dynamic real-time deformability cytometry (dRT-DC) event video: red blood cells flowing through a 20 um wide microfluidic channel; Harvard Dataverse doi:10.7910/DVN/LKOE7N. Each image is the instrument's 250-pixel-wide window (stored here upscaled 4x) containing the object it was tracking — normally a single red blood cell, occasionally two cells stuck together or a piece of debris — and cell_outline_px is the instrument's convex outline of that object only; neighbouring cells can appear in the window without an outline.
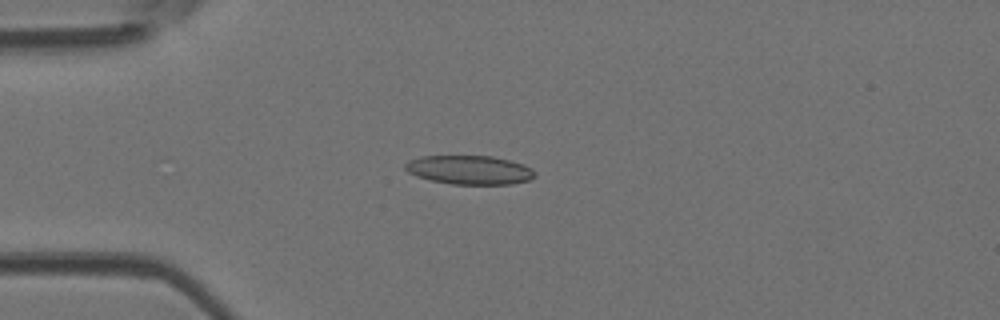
{"species": "Egyptian fruit bat (a non-hibernating species)", "species_latin": "Rousettus aegyptiacus", "temperature_condition": "room temperature", "stored_images_in_passage": 47, "camera_frame_rate_fps": 3000, "um_per_image_px": 0.085, "animal": {"sex": "female"}, "frame": {"image": 1, "passage_image": 10, "time_ms": 3.0, "image_size_px": [1000, 320], "cell_outline_px": [[536, 176], [528, 180], [512, 184], [452, 184], [432, 180], [416, 176], [408, 172], [404, 168], [404, 164], [408, 160], [420, 156], [492, 156], [524, 164], [532, 168], [536, 172]], "centroid_in_image_um": [39.91, 14.44], "position_along_channel_um": 45.1, "area_um2": 21.91}}
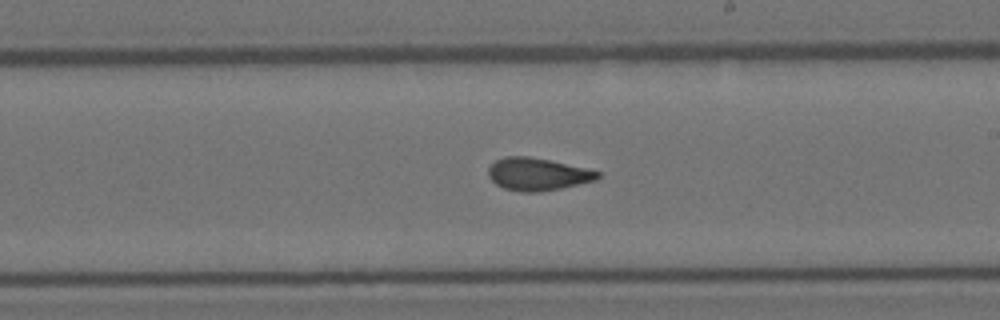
{"frame": {"image": 2, "passage_image": 26, "time_ms": 8.333, "image_size_px": [1000, 320], "cell_outline_px": [[600, 176], [596, 180], [560, 188], [540, 192], [520, 192], [504, 188], [496, 184], [488, 176], [488, 168], [496, 160], [504, 156], [528, 156], [548, 160], [584, 168], [600, 172]], "centroid_in_image_um": [45.65, 14.81], "position_along_channel_um": 243.3, "area_um2": 20.52}}
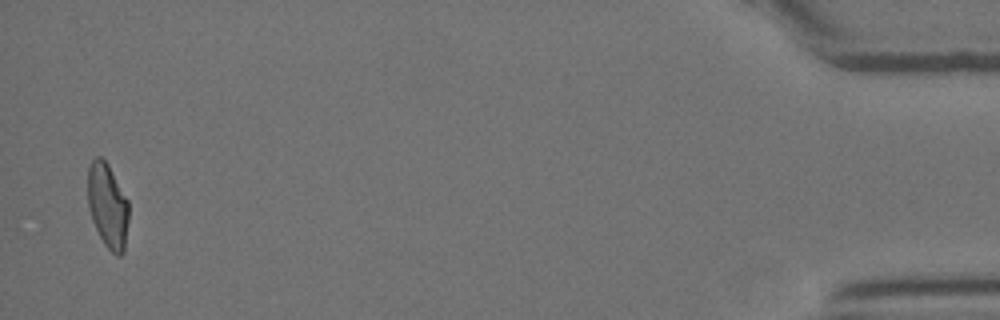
{"frame": {"image": 3, "passage_image": 46, "time_ms": 15.0, "image_size_px": [1000, 320], "cell_outline_px": [[128, 220], [124, 252], [120, 256], [116, 256], [104, 244], [92, 220], [88, 208], [88, 168], [92, 160], [96, 156], [100, 156], [108, 164], [128, 200]], "centroid_in_image_um": [9.15, 17.49], "position_along_channel_um": 426.1, "area_um2": 20.17}, "authors_computed_cell_mechanics": {"area_um2": 20.6346, "velocity_mm_per_s": 4.0716, "shape_relaxation_time_tau1_ms": 10.2134, "shape_relaxation_time_tau2_ms": 2.2512, "deformation_change_tau1": 0.2438, "deformation_change_tau2": 0.0859}}